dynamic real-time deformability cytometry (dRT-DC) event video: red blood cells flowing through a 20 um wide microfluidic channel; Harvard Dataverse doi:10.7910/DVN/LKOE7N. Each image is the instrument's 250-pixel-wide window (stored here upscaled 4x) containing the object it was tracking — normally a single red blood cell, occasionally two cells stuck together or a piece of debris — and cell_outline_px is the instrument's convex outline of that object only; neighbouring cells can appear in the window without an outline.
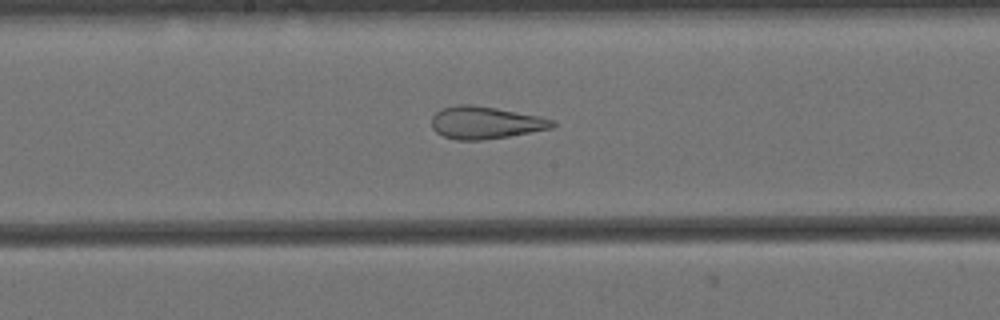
{"species": "Egyptian fruit bat (a non-hibernating species)", "species_latin": "Rousettus aegyptiacus", "temperature_condition": "cold", "stored_images_in_passage": 42, "camera_frame_rate_fps": 3000, "um_per_image_px": 0.085, "animal": {"sex": "female"}, "frame": {"image": 1, "passage_image": 14, "time_ms": 4.333, "image_size_px": [1000, 320], "cell_outline_px": [[556, 124], [552, 128], [508, 136], [480, 140], [456, 140], [444, 136], [436, 132], [432, 128], [432, 116], [440, 108], [456, 104], [472, 104], [496, 108], [540, 116], [556, 120]], "centroid_in_image_um": [41.24, 10.41], "position_along_channel_um": 207.0, "area_um2": 22.89}}
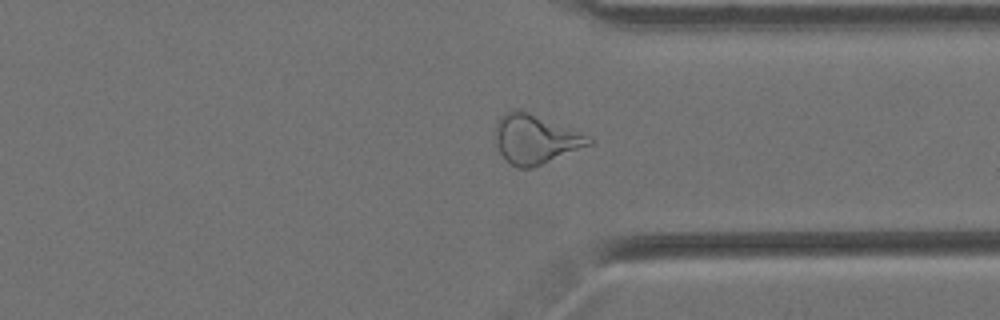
{"frame": {"image": 2, "passage_image": 28, "time_ms": 9.0, "image_size_px": [1000, 320], "cell_outline_px": [[592, 144], [532, 168], [516, 168], [508, 164], [492, 140], [496, 124], [500, 116], [504, 112], [528, 112], [592, 136]], "centroid_in_image_um": [45.47, 11.86], "position_along_channel_um": 365.9, "area_um2": 26.88}}
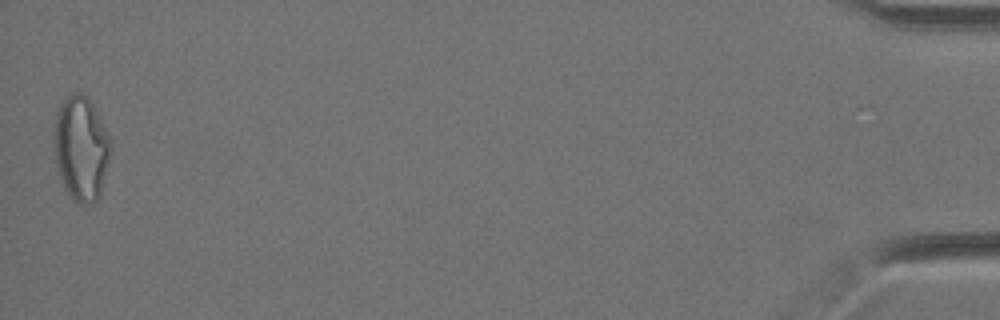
{"frame": {"image": 3, "passage_image": 42, "time_ms": 13.667, "image_size_px": [1000, 320], "cell_outline_px": [[112, 152], [100, 196], [92, 204], [80, 204], [68, 196], [64, 188], [56, 164], [52, 140], [52, 136], [56, 116], [60, 104], [68, 96], [76, 92], [80, 92], [88, 96], [112, 140]], "centroid_in_image_um": [6.9, 12.63], "position_along_channel_um": 428.3, "area_um2": 35.2}, "authors_computed_cell_mechanics": {"area_um2": 26.0967, "velocity_mm_per_s": 3.4511, "shape_relaxation_time_tau1_ms": null, "shape_relaxation_time_tau2_ms": 1.7132, "deformation_change_tau1": null, "deformation_change_tau2": 0.1019}}